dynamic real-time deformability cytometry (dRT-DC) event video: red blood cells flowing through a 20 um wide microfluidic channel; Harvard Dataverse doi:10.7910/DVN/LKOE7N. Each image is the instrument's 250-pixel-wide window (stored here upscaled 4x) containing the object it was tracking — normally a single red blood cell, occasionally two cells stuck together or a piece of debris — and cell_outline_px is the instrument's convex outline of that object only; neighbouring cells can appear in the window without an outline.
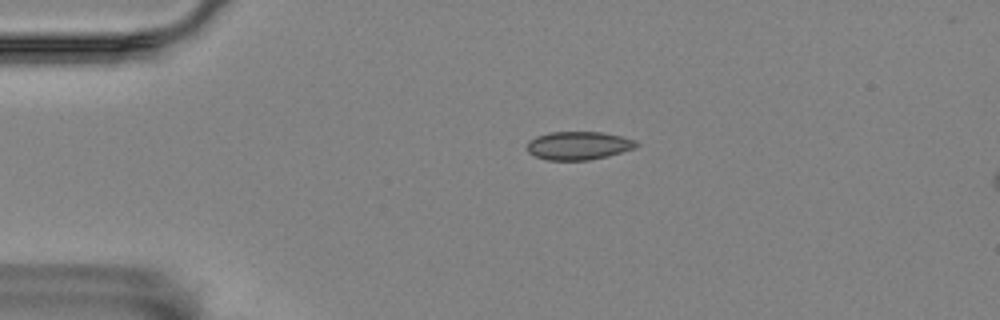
{"species": "Egyptian fruit bat (a non-hibernating species)", "species_latin": "Rousettus aegyptiacus", "temperature_condition": "room temperature", "stored_images_in_passage": 46, "camera_frame_rate_fps": 3000, "um_per_image_px": 0.085, "animal": {"sex": "female"}, "frame": {"image": 1, "passage_image": 1, "time_ms": 0.0, "image_size_px": [1000, 320], "cell_outline_px": [[640, 144], [636, 148], [608, 156], [588, 160], [548, 160], [536, 156], [528, 152], [528, 140], [536, 136], [548, 132], [600, 132], [620, 136], [636, 140]], "centroid_in_image_um": [49.19, 12.37], "position_along_channel_um": 35.8, "area_um2": 18.03}}
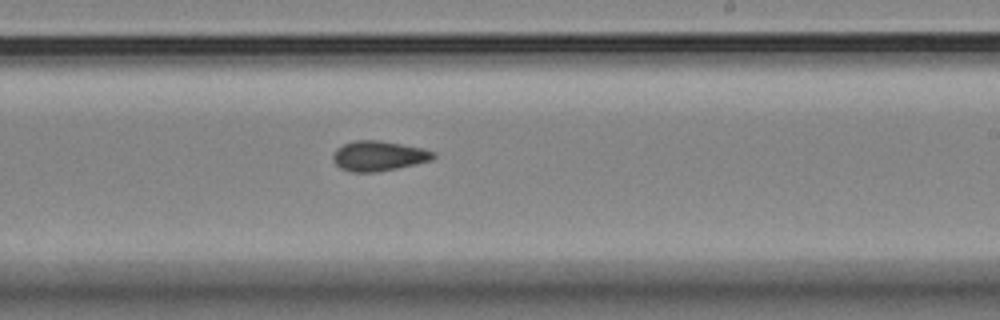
{"frame": {"image": 2, "passage_image": 23, "time_ms": 7.333, "image_size_px": [1000, 320], "cell_outline_px": [[436, 156], [432, 160], [396, 168], [376, 172], [352, 172], [340, 168], [332, 160], [332, 156], [336, 148], [344, 144], [356, 140], [380, 140], [420, 148], [436, 152]], "centroid_in_image_um": [32.15, 13.25], "position_along_channel_um": 256.8, "area_um2": 17.46}}
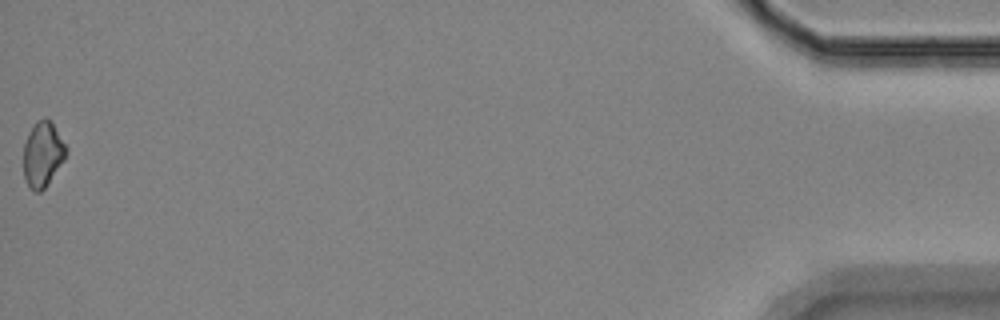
{"frame": {"image": 3, "passage_image": 46, "time_ms": 15.0, "image_size_px": [1000, 320], "cell_outline_px": [[68, 152], [64, 160], [44, 188], [40, 192], [36, 192], [28, 188], [24, 176], [24, 144], [28, 132], [36, 120], [44, 116], [52, 124], [68, 148]], "centroid_in_image_um": [3.62, 13.11], "position_along_channel_um": 431.6, "area_um2": 16.18}, "authors_computed_cell_mechanics": {"area_um2": 17.0799, "velocity_mm_per_s": 3.4966, "shape_relaxation_time_tau1_ms": null, "shape_relaxation_time_tau2_ms": 2.8846, "deformation_change_tau1": null, "deformation_change_tau2": 0.0612}}